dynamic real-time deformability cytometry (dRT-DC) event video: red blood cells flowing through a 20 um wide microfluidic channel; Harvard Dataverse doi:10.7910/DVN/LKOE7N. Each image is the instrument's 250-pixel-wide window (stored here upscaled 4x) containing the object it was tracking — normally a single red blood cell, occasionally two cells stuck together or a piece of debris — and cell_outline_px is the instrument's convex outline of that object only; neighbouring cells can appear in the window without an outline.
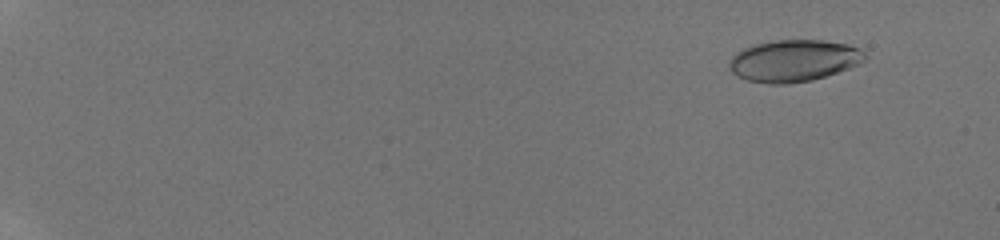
{"species": "human", "species_latin": "Homo sapiens", "temperature_condition": "room temperature", "stored_images_in_passage": 53, "camera_frame_rate_fps": 3000, "um_per_image_px": 0.085, "donor": {"sex": "male"}, "frame": {"image": 1, "passage_image": 6, "time_ms": 1.667, "image_size_px": [1000, 240], "cell_outline_px": [[868, 56], [864, 60], [848, 68], [812, 80], [788, 84], [768, 84], [748, 80], [732, 72], [728, 68], [728, 64], [732, 56], [736, 52], [752, 44], [772, 40], [824, 40], [848, 44], [860, 48]], "centroid_in_image_um": [67.45, 5.14], "position_along_channel_um": 17.6, "area_um2": 33.12}}
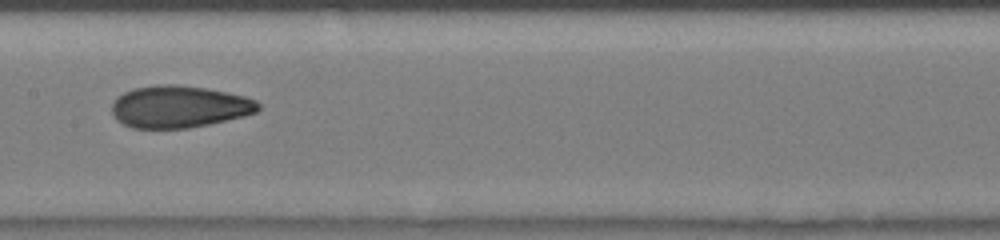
{"frame": {"image": 2, "passage_image": 32, "time_ms": 10.333, "image_size_px": [1000, 240], "cell_outline_px": [[260, 108], [256, 112], [244, 116], [208, 124], [188, 128], [132, 128], [116, 120], [112, 112], [112, 104], [116, 96], [132, 88], [156, 84], [176, 84], [204, 88], [244, 96], [256, 100], [260, 104]], "centroid_in_image_um": [15.19, 9.06], "position_along_channel_um": 192.2, "area_um2": 35.95}}
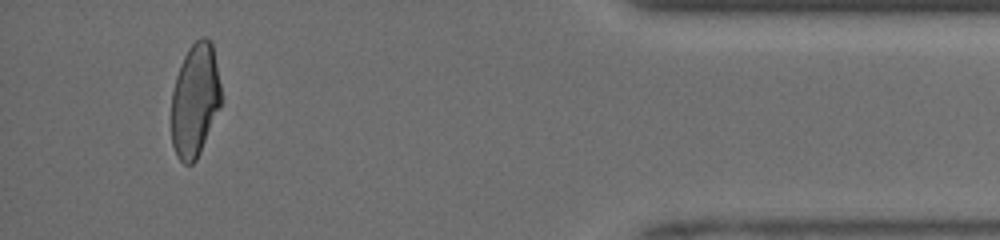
{"frame": {"image": 3, "passage_image": 51, "time_ms": 16.667, "image_size_px": [1000, 240], "cell_outline_px": [[224, 100], [200, 152], [196, 160], [192, 164], [184, 164], [176, 156], [172, 144], [172, 92], [176, 76], [180, 64], [188, 48], [200, 36], [204, 36], [212, 44]], "centroid_in_image_um": [16.59, 8.52], "position_along_channel_um": 418.6, "area_um2": 33.18}, "authors_computed_cell_mechanics": {"area_um2": 34.1598, "velocity_mm_per_s": 4.2401, "shape_relaxation_time_tau1_ms": 6.7792, "shape_relaxation_time_tau2_ms": 1.2766, "deformation_change_tau1": 0.2136, "deformation_change_tau2": 0.0749}}